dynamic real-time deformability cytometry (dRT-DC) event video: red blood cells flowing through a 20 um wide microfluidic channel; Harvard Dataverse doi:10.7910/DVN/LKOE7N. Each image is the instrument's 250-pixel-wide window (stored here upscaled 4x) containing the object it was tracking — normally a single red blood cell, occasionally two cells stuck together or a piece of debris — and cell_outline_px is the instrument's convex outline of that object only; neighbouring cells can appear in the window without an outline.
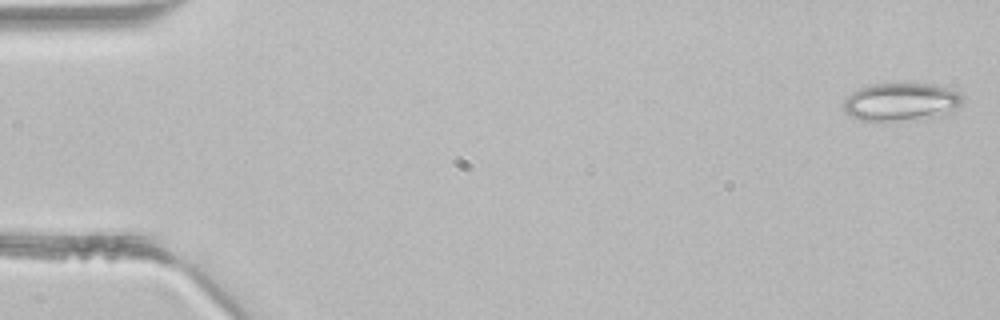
{"species": "common noctule bat (a hibernating species)", "species_latin": "Nyctalus noctula", "temperature_condition": "room temperature", "stored_images_in_passage": 45, "camera_frame_rate_fps": 3000, "um_per_image_px": 0.085, "animal": {"sex": "male", "body_mass_g": 21.5, "forearm_length_mm": 52.0}, "frame": {"image": 1, "passage_image": 1, "time_ms": 0.0, "image_size_px": [1000, 320], "cell_outline_px": [[964, 104], [952, 112], [924, 120], [860, 120], [844, 112], [844, 100], [852, 92], [860, 88], [872, 84], [904, 80], [908, 80], [932, 84], [956, 92], [964, 96]], "centroid_in_image_um": [76.64, 8.62], "position_along_channel_um": 8.4, "area_um2": 27.34}}
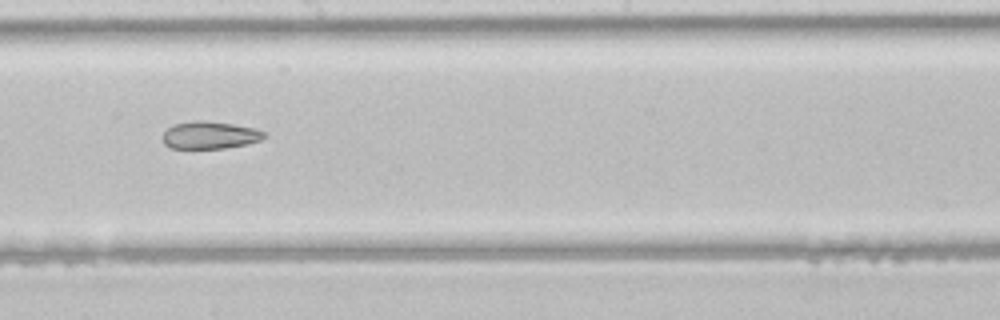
{"frame": {"image": 2, "passage_image": 25, "time_ms": 8.0, "image_size_px": [1000, 320], "cell_outline_px": [[264, 136], [260, 140], [244, 144], [224, 148], [172, 148], [164, 144], [164, 132], [168, 128], [176, 124], [192, 120], [204, 120], [232, 124], [256, 128], [264, 132]], "centroid_in_image_um": [17.82, 11.47], "position_along_channel_um": 230.4, "area_um2": 15.95}}
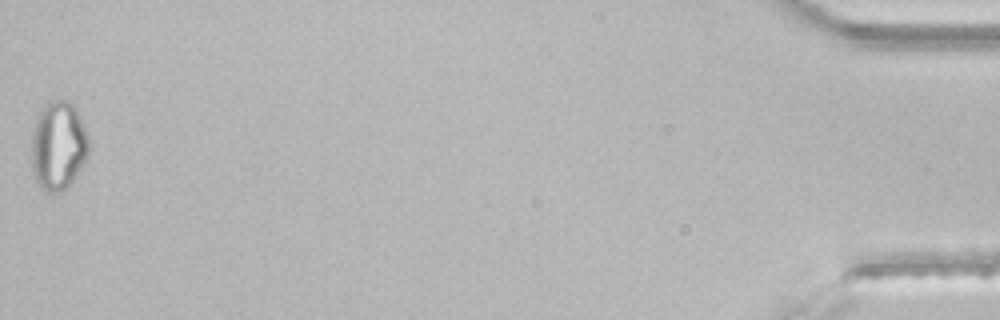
{"frame": {"image": 3, "passage_image": 45, "time_ms": 14.667, "image_size_px": [1000, 320], "cell_outline_px": [[88, 152], [80, 168], [68, 188], [64, 192], [48, 192], [40, 188], [36, 180], [32, 168], [32, 132], [36, 120], [44, 104], [48, 100], [64, 100], [72, 104], [88, 136]], "centroid_in_image_um": [4.92, 12.41], "position_along_channel_um": 430.3, "area_um2": 29.3}}